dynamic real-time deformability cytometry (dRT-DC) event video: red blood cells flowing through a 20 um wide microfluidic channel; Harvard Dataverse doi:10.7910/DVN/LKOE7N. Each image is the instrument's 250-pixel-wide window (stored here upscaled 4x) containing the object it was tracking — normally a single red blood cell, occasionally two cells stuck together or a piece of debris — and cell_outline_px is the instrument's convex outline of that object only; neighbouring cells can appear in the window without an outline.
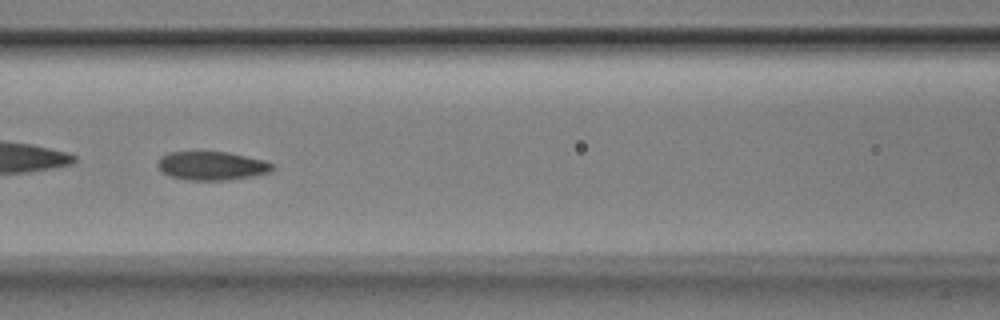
{"species": "Egyptian fruit bat (a non-hibernating species)", "species_latin": "Rousettus aegyptiacus", "temperature_condition": "room temperature", "stored_images_in_passage": 41, "camera_frame_rate_fps": 3000, "um_per_image_px": 0.085, "animal": {"sex": "male"}, "frame": {"image": 1, "passage_image": 12, "time_ms": 3.667, "image_size_px": [1000, 320], "cell_outline_px": [[276, 164], [268, 172], [252, 176], [228, 180], [188, 180], [172, 176], [164, 172], [156, 164], [160, 156], [168, 152], [228, 152], [264, 160]], "centroid_in_image_um": [18.0, 14.08], "position_along_channel_um": 148.6, "area_um2": 19.02}}
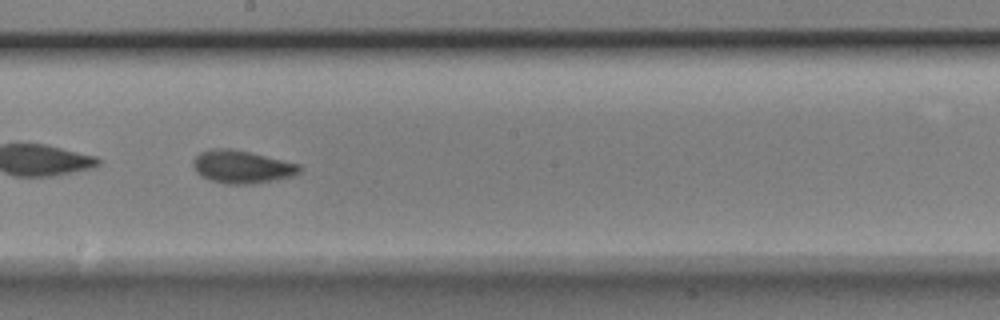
{"frame": {"image": 2, "passage_image": 18, "time_ms": 5.667, "image_size_px": [1000, 320], "cell_outline_px": [[300, 172], [296, 176], [248, 184], [228, 184], [208, 180], [200, 176], [196, 172], [192, 164], [192, 160], [200, 152], [212, 148], [232, 148], [300, 164]], "centroid_in_image_um": [20.52, 14.18], "position_along_channel_um": 227.7, "area_um2": 20.46}}
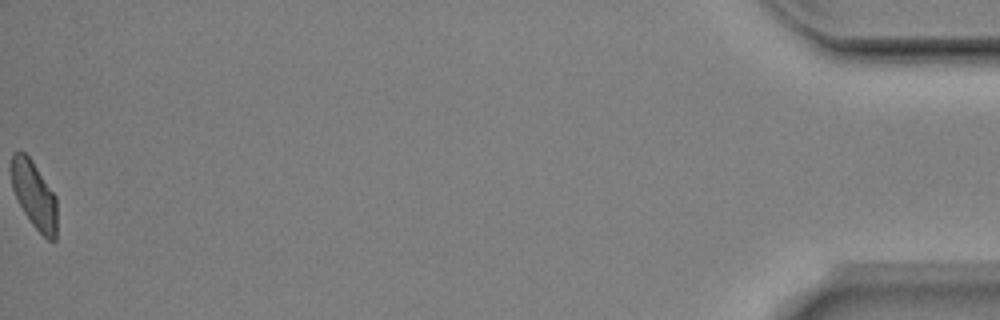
{"frame": {"image": 3, "passage_image": 41, "time_ms": 13.333, "image_size_px": [1000, 320], "cell_outline_px": [[56, 240], [48, 240], [32, 224], [24, 212], [12, 188], [12, 152], [24, 152], [32, 160], [56, 196]], "centroid_in_image_um": [2.92, 16.57], "position_along_channel_um": 432.3, "area_um2": 17.57}, "authors_computed_cell_mechanics": {"area_um2": 19.363, "velocity_mm_per_s": 3.9628, "shape_relaxation_time_tau1_ms": 4.1591, "shape_relaxation_time_tau2_ms": 1.6952, "deformation_change_tau1": 0.127, "deformation_change_tau2": 0.0545}}